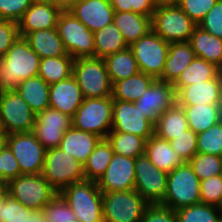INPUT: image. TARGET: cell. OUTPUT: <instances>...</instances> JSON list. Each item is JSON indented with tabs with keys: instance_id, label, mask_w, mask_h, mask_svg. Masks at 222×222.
<instances>
[{
	"instance_id": "7402d4cb",
	"label": "cell",
	"mask_w": 222,
	"mask_h": 222,
	"mask_svg": "<svg viewBox=\"0 0 222 222\" xmlns=\"http://www.w3.org/2000/svg\"><path fill=\"white\" fill-rule=\"evenodd\" d=\"M176 102L181 106L220 104L219 75L212 80L182 87L176 93Z\"/></svg>"
},
{
	"instance_id": "44dd1931",
	"label": "cell",
	"mask_w": 222,
	"mask_h": 222,
	"mask_svg": "<svg viewBox=\"0 0 222 222\" xmlns=\"http://www.w3.org/2000/svg\"><path fill=\"white\" fill-rule=\"evenodd\" d=\"M83 101L82 90L73 75L49 86L50 108L73 117Z\"/></svg>"
},
{
	"instance_id": "2e32d148",
	"label": "cell",
	"mask_w": 222,
	"mask_h": 222,
	"mask_svg": "<svg viewBox=\"0 0 222 222\" xmlns=\"http://www.w3.org/2000/svg\"><path fill=\"white\" fill-rule=\"evenodd\" d=\"M71 127V116L49 107L36 114L32 133L48 150L59 147L64 133Z\"/></svg>"
},
{
	"instance_id": "f546056e",
	"label": "cell",
	"mask_w": 222,
	"mask_h": 222,
	"mask_svg": "<svg viewBox=\"0 0 222 222\" xmlns=\"http://www.w3.org/2000/svg\"><path fill=\"white\" fill-rule=\"evenodd\" d=\"M156 79L143 72L121 79L112 85V99L136 102Z\"/></svg>"
},
{
	"instance_id": "7a4b0ae2",
	"label": "cell",
	"mask_w": 222,
	"mask_h": 222,
	"mask_svg": "<svg viewBox=\"0 0 222 222\" xmlns=\"http://www.w3.org/2000/svg\"><path fill=\"white\" fill-rule=\"evenodd\" d=\"M59 194L77 216V222H104L102 192L95 181L72 183Z\"/></svg>"
},
{
	"instance_id": "e0dca14e",
	"label": "cell",
	"mask_w": 222,
	"mask_h": 222,
	"mask_svg": "<svg viewBox=\"0 0 222 222\" xmlns=\"http://www.w3.org/2000/svg\"><path fill=\"white\" fill-rule=\"evenodd\" d=\"M96 184L101 192L133 190L135 186V159L114 153L105 173Z\"/></svg>"
},
{
	"instance_id": "e575fe53",
	"label": "cell",
	"mask_w": 222,
	"mask_h": 222,
	"mask_svg": "<svg viewBox=\"0 0 222 222\" xmlns=\"http://www.w3.org/2000/svg\"><path fill=\"white\" fill-rule=\"evenodd\" d=\"M95 57L106 58L113 53L122 51L129 46L124 41L121 31L111 23L94 32Z\"/></svg>"
},
{
	"instance_id": "db71d44e",
	"label": "cell",
	"mask_w": 222,
	"mask_h": 222,
	"mask_svg": "<svg viewBox=\"0 0 222 222\" xmlns=\"http://www.w3.org/2000/svg\"><path fill=\"white\" fill-rule=\"evenodd\" d=\"M76 1L77 0H52L51 3L60 8L62 11H69Z\"/></svg>"
},
{
	"instance_id": "7dc6e473",
	"label": "cell",
	"mask_w": 222,
	"mask_h": 222,
	"mask_svg": "<svg viewBox=\"0 0 222 222\" xmlns=\"http://www.w3.org/2000/svg\"><path fill=\"white\" fill-rule=\"evenodd\" d=\"M218 0H180L178 6L198 25Z\"/></svg>"
},
{
	"instance_id": "277c9868",
	"label": "cell",
	"mask_w": 222,
	"mask_h": 222,
	"mask_svg": "<svg viewBox=\"0 0 222 222\" xmlns=\"http://www.w3.org/2000/svg\"><path fill=\"white\" fill-rule=\"evenodd\" d=\"M73 77L78 82L84 98L112 97V82L104 59L81 57L74 59Z\"/></svg>"
},
{
	"instance_id": "52a82bcc",
	"label": "cell",
	"mask_w": 222,
	"mask_h": 222,
	"mask_svg": "<svg viewBox=\"0 0 222 222\" xmlns=\"http://www.w3.org/2000/svg\"><path fill=\"white\" fill-rule=\"evenodd\" d=\"M112 108V97L84 98L82 105L72 117V126L106 139L112 130Z\"/></svg>"
},
{
	"instance_id": "8fae6325",
	"label": "cell",
	"mask_w": 222,
	"mask_h": 222,
	"mask_svg": "<svg viewBox=\"0 0 222 222\" xmlns=\"http://www.w3.org/2000/svg\"><path fill=\"white\" fill-rule=\"evenodd\" d=\"M9 193L18 202L34 210H43L58 193L42 174H22L8 183Z\"/></svg>"
},
{
	"instance_id": "94428289",
	"label": "cell",
	"mask_w": 222,
	"mask_h": 222,
	"mask_svg": "<svg viewBox=\"0 0 222 222\" xmlns=\"http://www.w3.org/2000/svg\"><path fill=\"white\" fill-rule=\"evenodd\" d=\"M1 133H6V132L4 131V128H3V125H2V122H1V119H0V134Z\"/></svg>"
},
{
	"instance_id": "d6a6232c",
	"label": "cell",
	"mask_w": 222,
	"mask_h": 222,
	"mask_svg": "<svg viewBox=\"0 0 222 222\" xmlns=\"http://www.w3.org/2000/svg\"><path fill=\"white\" fill-rule=\"evenodd\" d=\"M220 70L221 69L213 63H209L201 57L196 56L173 83L175 93H177L182 87L216 78L219 75Z\"/></svg>"
},
{
	"instance_id": "be15d7a7",
	"label": "cell",
	"mask_w": 222,
	"mask_h": 222,
	"mask_svg": "<svg viewBox=\"0 0 222 222\" xmlns=\"http://www.w3.org/2000/svg\"><path fill=\"white\" fill-rule=\"evenodd\" d=\"M0 183H2V172H0Z\"/></svg>"
},
{
	"instance_id": "6125c7cd",
	"label": "cell",
	"mask_w": 222,
	"mask_h": 222,
	"mask_svg": "<svg viewBox=\"0 0 222 222\" xmlns=\"http://www.w3.org/2000/svg\"><path fill=\"white\" fill-rule=\"evenodd\" d=\"M35 1L51 2L52 0H35Z\"/></svg>"
},
{
	"instance_id": "cb8c5ba5",
	"label": "cell",
	"mask_w": 222,
	"mask_h": 222,
	"mask_svg": "<svg viewBox=\"0 0 222 222\" xmlns=\"http://www.w3.org/2000/svg\"><path fill=\"white\" fill-rule=\"evenodd\" d=\"M195 57V52L189 41L170 43L162 77L159 80L174 83Z\"/></svg>"
},
{
	"instance_id": "5bb4252c",
	"label": "cell",
	"mask_w": 222,
	"mask_h": 222,
	"mask_svg": "<svg viewBox=\"0 0 222 222\" xmlns=\"http://www.w3.org/2000/svg\"><path fill=\"white\" fill-rule=\"evenodd\" d=\"M168 173L153 165L146 154L135 159V186L148 204H160L166 194Z\"/></svg>"
},
{
	"instance_id": "74e56055",
	"label": "cell",
	"mask_w": 222,
	"mask_h": 222,
	"mask_svg": "<svg viewBox=\"0 0 222 222\" xmlns=\"http://www.w3.org/2000/svg\"><path fill=\"white\" fill-rule=\"evenodd\" d=\"M106 139L114 153L136 159L145 154L146 139L131 133L109 132Z\"/></svg>"
},
{
	"instance_id": "c3c4849f",
	"label": "cell",
	"mask_w": 222,
	"mask_h": 222,
	"mask_svg": "<svg viewBox=\"0 0 222 222\" xmlns=\"http://www.w3.org/2000/svg\"><path fill=\"white\" fill-rule=\"evenodd\" d=\"M35 0H0V19L18 23Z\"/></svg>"
},
{
	"instance_id": "1f68e13d",
	"label": "cell",
	"mask_w": 222,
	"mask_h": 222,
	"mask_svg": "<svg viewBox=\"0 0 222 222\" xmlns=\"http://www.w3.org/2000/svg\"><path fill=\"white\" fill-rule=\"evenodd\" d=\"M186 114L189 129L195 133L208 130L215 123L222 120V107L220 104H203L182 106Z\"/></svg>"
},
{
	"instance_id": "484cf974",
	"label": "cell",
	"mask_w": 222,
	"mask_h": 222,
	"mask_svg": "<svg viewBox=\"0 0 222 222\" xmlns=\"http://www.w3.org/2000/svg\"><path fill=\"white\" fill-rule=\"evenodd\" d=\"M24 39L41 59L68 55L57 28L36 30Z\"/></svg>"
},
{
	"instance_id": "8992f818",
	"label": "cell",
	"mask_w": 222,
	"mask_h": 222,
	"mask_svg": "<svg viewBox=\"0 0 222 222\" xmlns=\"http://www.w3.org/2000/svg\"><path fill=\"white\" fill-rule=\"evenodd\" d=\"M197 24L178 6H158L152 16V30L168 43L188 42Z\"/></svg>"
},
{
	"instance_id": "4316f807",
	"label": "cell",
	"mask_w": 222,
	"mask_h": 222,
	"mask_svg": "<svg viewBox=\"0 0 222 222\" xmlns=\"http://www.w3.org/2000/svg\"><path fill=\"white\" fill-rule=\"evenodd\" d=\"M145 154L159 170L170 173L184 163L183 159L172 149L169 141L153 134L146 140Z\"/></svg>"
},
{
	"instance_id": "6da1fadb",
	"label": "cell",
	"mask_w": 222,
	"mask_h": 222,
	"mask_svg": "<svg viewBox=\"0 0 222 222\" xmlns=\"http://www.w3.org/2000/svg\"><path fill=\"white\" fill-rule=\"evenodd\" d=\"M41 58L23 38L0 59V92L16 90L22 81L38 76Z\"/></svg>"
},
{
	"instance_id": "b9f144b4",
	"label": "cell",
	"mask_w": 222,
	"mask_h": 222,
	"mask_svg": "<svg viewBox=\"0 0 222 222\" xmlns=\"http://www.w3.org/2000/svg\"><path fill=\"white\" fill-rule=\"evenodd\" d=\"M189 164L200 181L220 175L222 171V157L217 155L196 153Z\"/></svg>"
},
{
	"instance_id": "83f0119b",
	"label": "cell",
	"mask_w": 222,
	"mask_h": 222,
	"mask_svg": "<svg viewBox=\"0 0 222 222\" xmlns=\"http://www.w3.org/2000/svg\"><path fill=\"white\" fill-rule=\"evenodd\" d=\"M189 42L197 57L213 63L222 70V39L211 35L197 25Z\"/></svg>"
},
{
	"instance_id": "d4e9b609",
	"label": "cell",
	"mask_w": 222,
	"mask_h": 222,
	"mask_svg": "<svg viewBox=\"0 0 222 222\" xmlns=\"http://www.w3.org/2000/svg\"><path fill=\"white\" fill-rule=\"evenodd\" d=\"M113 23L121 31L128 46L146 36L152 30V17L132 11H115Z\"/></svg>"
},
{
	"instance_id": "8d00e7d4",
	"label": "cell",
	"mask_w": 222,
	"mask_h": 222,
	"mask_svg": "<svg viewBox=\"0 0 222 222\" xmlns=\"http://www.w3.org/2000/svg\"><path fill=\"white\" fill-rule=\"evenodd\" d=\"M73 64L74 58L70 55L41 59L38 76L49 85L66 80L73 74Z\"/></svg>"
},
{
	"instance_id": "bcb514c9",
	"label": "cell",
	"mask_w": 222,
	"mask_h": 222,
	"mask_svg": "<svg viewBox=\"0 0 222 222\" xmlns=\"http://www.w3.org/2000/svg\"><path fill=\"white\" fill-rule=\"evenodd\" d=\"M114 11H132L141 15L152 17L157 5L155 0H111Z\"/></svg>"
},
{
	"instance_id": "ffe728a7",
	"label": "cell",
	"mask_w": 222,
	"mask_h": 222,
	"mask_svg": "<svg viewBox=\"0 0 222 222\" xmlns=\"http://www.w3.org/2000/svg\"><path fill=\"white\" fill-rule=\"evenodd\" d=\"M69 11L93 32L113 23L115 12L109 0H77Z\"/></svg>"
},
{
	"instance_id": "f5cc1de1",
	"label": "cell",
	"mask_w": 222,
	"mask_h": 222,
	"mask_svg": "<svg viewBox=\"0 0 222 222\" xmlns=\"http://www.w3.org/2000/svg\"><path fill=\"white\" fill-rule=\"evenodd\" d=\"M141 222H178L175 211L161 204H149Z\"/></svg>"
},
{
	"instance_id": "603a6c76",
	"label": "cell",
	"mask_w": 222,
	"mask_h": 222,
	"mask_svg": "<svg viewBox=\"0 0 222 222\" xmlns=\"http://www.w3.org/2000/svg\"><path fill=\"white\" fill-rule=\"evenodd\" d=\"M101 139L97 134L72 126L64 133L59 148L84 165Z\"/></svg>"
},
{
	"instance_id": "f1b7e54d",
	"label": "cell",
	"mask_w": 222,
	"mask_h": 222,
	"mask_svg": "<svg viewBox=\"0 0 222 222\" xmlns=\"http://www.w3.org/2000/svg\"><path fill=\"white\" fill-rule=\"evenodd\" d=\"M188 129L185 111L177 102L170 109L164 111L154 124V134L167 141L177 138Z\"/></svg>"
},
{
	"instance_id": "d590c367",
	"label": "cell",
	"mask_w": 222,
	"mask_h": 222,
	"mask_svg": "<svg viewBox=\"0 0 222 222\" xmlns=\"http://www.w3.org/2000/svg\"><path fill=\"white\" fill-rule=\"evenodd\" d=\"M114 155L107 139H101L84 164L85 180L97 182L105 173Z\"/></svg>"
},
{
	"instance_id": "7c38bea8",
	"label": "cell",
	"mask_w": 222,
	"mask_h": 222,
	"mask_svg": "<svg viewBox=\"0 0 222 222\" xmlns=\"http://www.w3.org/2000/svg\"><path fill=\"white\" fill-rule=\"evenodd\" d=\"M0 119L7 134L32 132L36 113L15 90L2 91Z\"/></svg>"
},
{
	"instance_id": "7bdbcfd3",
	"label": "cell",
	"mask_w": 222,
	"mask_h": 222,
	"mask_svg": "<svg viewBox=\"0 0 222 222\" xmlns=\"http://www.w3.org/2000/svg\"><path fill=\"white\" fill-rule=\"evenodd\" d=\"M51 222H77V216L58 193L43 209Z\"/></svg>"
},
{
	"instance_id": "9f6ffc18",
	"label": "cell",
	"mask_w": 222,
	"mask_h": 222,
	"mask_svg": "<svg viewBox=\"0 0 222 222\" xmlns=\"http://www.w3.org/2000/svg\"><path fill=\"white\" fill-rule=\"evenodd\" d=\"M180 0H155V3L158 6H166V5H178Z\"/></svg>"
},
{
	"instance_id": "f907efd6",
	"label": "cell",
	"mask_w": 222,
	"mask_h": 222,
	"mask_svg": "<svg viewBox=\"0 0 222 222\" xmlns=\"http://www.w3.org/2000/svg\"><path fill=\"white\" fill-rule=\"evenodd\" d=\"M19 37L18 23L0 19V59Z\"/></svg>"
},
{
	"instance_id": "60d3db41",
	"label": "cell",
	"mask_w": 222,
	"mask_h": 222,
	"mask_svg": "<svg viewBox=\"0 0 222 222\" xmlns=\"http://www.w3.org/2000/svg\"><path fill=\"white\" fill-rule=\"evenodd\" d=\"M197 152L222 157V120L197 134Z\"/></svg>"
},
{
	"instance_id": "ac0fdd59",
	"label": "cell",
	"mask_w": 222,
	"mask_h": 222,
	"mask_svg": "<svg viewBox=\"0 0 222 222\" xmlns=\"http://www.w3.org/2000/svg\"><path fill=\"white\" fill-rule=\"evenodd\" d=\"M175 102L176 93L173 83L156 79L134 103L136 107L140 108L143 114L155 124L157 118L164 111L170 109Z\"/></svg>"
},
{
	"instance_id": "ee69618b",
	"label": "cell",
	"mask_w": 222,
	"mask_h": 222,
	"mask_svg": "<svg viewBox=\"0 0 222 222\" xmlns=\"http://www.w3.org/2000/svg\"><path fill=\"white\" fill-rule=\"evenodd\" d=\"M200 202L222 208V177H209L200 181Z\"/></svg>"
},
{
	"instance_id": "836d02e7",
	"label": "cell",
	"mask_w": 222,
	"mask_h": 222,
	"mask_svg": "<svg viewBox=\"0 0 222 222\" xmlns=\"http://www.w3.org/2000/svg\"><path fill=\"white\" fill-rule=\"evenodd\" d=\"M104 62L112 84L140 72L129 47L107 56L104 58Z\"/></svg>"
},
{
	"instance_id": "ab89813d",
	"label": "cell",
	"mask_w": 222,
	"mask_h": 222,
	"mask_svg": "<svg viewBox=\"0 0 222 222\" xmlns=\"http://www.w3.org/2000/svg\"><path fill=\"white\" fill-rule=\"evenodd\" d=\"M175 214L178 222H222L221 208L201 202L175 210Z\"/></svg>"
},
{
	"instance_id": "9c48e42d",
	"label": "cell",
	"mask_w": 222,
	"mask_h": 222,
	"mask_svg": "<svg viewBox=\"0 0 222 222\" xmlns=\"http://www.w3.org/2000/svg\"><path fill=\"white\" fill-rule=\"evenodd\" d=\"M56 28L68 55L74 59L95 57L94 32L87 29L72 12L62 11Z\"/></svg>"
},
{
	"instance_id": "11a10c76",
	"label": "cell",
	"mask_w": 222,
	"mask_h": 222,
	"mask_svg": "<svg viewBox=\"0 0 222 222\" xmlns=\"http://www.w3.org/2000/svg\"><path fill=\"white\" fill-rule=\"evenodd\" d=\"M9 192L8 184L0 183V206L5 203L6 195Z\"/></svg>"
},
{
	"instance_id": "816d5d0a",
	"label": "cell",
	"mask_w": 222,
	"mask_h": 222,
	"mask_svg": "<svg viewBox=\"0 0 222 222\" xmlns=\"http://www.w3.org/2000/svg\"><path fill=\"white\" fill-rule=\"evenodd\" d=\"M0 172H2L3 184L22 175L17 159L8 146L0 152Z\"/></svg>"
},
{
	"instance_id": "4fadbf2b",
	"label": "cell",
	"mask_w": 222,
	"mask_h": 222,
	"mask_svg": "<svg viewBox=\"0 0 222 222\" xmlns=\"http://www.w3.org/2000/svg\"><path fill=\"white\" fill-rule=\"evenodd\" d=\"M7 146L17 159L21 174H42L46 149L32 132L8 134Z\"/></svg>"
},
{
	"instance_id": "91938a15",
	"label": "cell",
	"mask_w": 222,
	"mask_h": 222,
	"mask_svg": "<svg viewBox=\"0 0 222 222\" xmlns=\"http://www.w3.org/2000/svg\"><path fill=\"white\" fill-rule=\"evenodd\" d=\"M34 222H51V221L44 214L42 217H34Z\"/></svg>"
},
{
	"instance_id": "4dcf8cb0",
	"label": "cell",
	"mask_w": 222,
	"mask_h": 222,
	"mask_svg": "<svg viewBox=\"0 0 222 222\" xmlns=\"http://www.w3.org/2000/svg\"><path fill=\"white\" fill-rule=\"evenodd\" d=\"M49 86L43 78L35 76L19 83L15 91L37 114L49 108Z\"/></svg>"
},
{
	"instance_id": "3957f363",
	"label": "cell",
	"mask_w": 222,
	"mask_h": 222,
	"mask_svg": "<svg viewBox=\"0 0 222 222\" xmlns=\"http://www.w3.org/2000/svg\"><path fill=\"white\" fill-rule=\"evenodd\" d=\"M200 203V180L189 162L168 173L167 189L160 203L172 210Z\"/></svg>"
},
{
	"instance_id": "680465c9",
	"label": "cell",
	"mask_w": 222,
	"mask_h": 222,
	"mask_svg": "<svg viewBox=\"0 0 222 222\" xmlns=\"http://www.w3.org/2000/svg\"><path fill=\"white\" fill-rule=\"evenodd\" d=\"M219 84H220V105L222 107V70L219 72Z\"/></svg>"
},
{
	"instance_id": "30bf717a",
	"label": "cell",
	"mask_w": 222,
	"mask_h": 222,
	"mask_svg": "<svg viewBox=\"0 0 222 222\" xmlns=\"http://www.w3.org/2000/svg\"><path fill=\"white\" fill-rule=\"evenodd\" d=\"M169 45L170 43L151 30L146 36L132 43L129 48L137 61L139 71L159 80L162 77Z\"/></svg>"
},
{
	"instance_id": "d6986e66",
	"label": "cell",
	"mask_w": 222,
	"mask_h": 222,
	"mask_svg": "<svg viewBox=\"0 0 222 222\" xmlns=\"http://www.w3.org/2000/svg\"><path fill=\"white\" fill-rule=\"evenodd\" d=\"M62 10L51 2L34 1L18 22L19 35L56 28Z\"/></svg>"
},
{
	"instance_id": "5b68a950",
	"label": "cell",
	"mask_w": 222,
	"mask_h": 222,
	"mask_svg": "<svg viewBox=\"0 0 222 222\" xmlns=\"http://www.w3.org/2000/svg\"><path fill=\"white\" fill-rule=\"evenodd\" d=\"M42 175L57 193L85 180L84 165L59 147L46 150Z\"/></svg>"
},
{
	"instance_id": "9a60e30c",
	"label": "cell",
	"mask_w": 222,
	"mask_h": 222,
	"mask_svg": "<svg viewBox=\"0 0 222 222\" xmlns=\"http://www.w3.org/2000/svg\"><path fill=\"white\" fill-rule=\"evenodd\" d=\"M110 132L131 133L148 140L154 134V123L136 107L134 102L113 100Z\"/></svg>"
},
{
	"instance_id": "f6af8a7d",
	"label": "cell",
	"mask_w": 222,
	"mask_h": 222,
	"mask_svg": "<svg viewBox=\"0 0 222 222\" xmlns=\"http://www.w3.org/2000/svg\"><path fill=\"white\" fill-rule=\"evenodd\" d=\"M172 149L183 159L189 162L197 152V133L188 129L183 134L169 141Z\"/></svg>"
},
{
	"instance_id": "f35d334b",
	"label": "cell",
	"mask_w": 222,
	"mask_h": 222,
	"mask_svg": "<svg viewBox=\"0 0 222 222\" xmlns=\"http://www.w3.org/2000/svg\"><path fill=\"white\" fill-rule=\"evenodd\" d=\"M43 210H34L18 202L8 192L5 203L0 206V222H34V217H42Z\"/></svg>"
},
{
	"instance_id": "ba28073f",
	"label": "cell",
	"mask_w": 222,
	"mask_h": 222,
	"mask_svg": "<svg viewBox=\"0 0 222 222\" xmlns=\"http://www.w3.org/2000/svg\"><path fill=\"white\" fill-rule=\"evenodd\" d=\"M148 205L134 189L102 192L104 222H141Z\"/></svg>"
},
{
	"instance_id": "681fc988",
	"label": "cell",
	"mask_w": 222,
	"mask_h": 222,
	"mask_svg": "<svg viewBox=\"0 0 222 222\" xmlns=\"http://www.w3.org/2000/svg\"><path fill=\"white\" fill-rule=\"evenodd\" d=\"M198 26L211 35L222 39V0L217 1Z\"/></svg>"
},
{
	"instance_id": "6f0895ef",
	"label": "cell",
	"mask_w": 222,
	"mask_h": 222,
	"mask_svg": "<svg viewBox=\"0 0 222 222\" xmlns=\"http://www.w3.org/2000/svg\"><path fill=\"white\" fill-rule=\"evenodd\" d=\"M8 134L1 133L0 134V152H2L7 147Z\"/></svg>"
}]
</instances>
